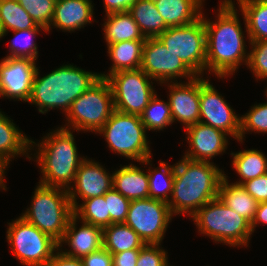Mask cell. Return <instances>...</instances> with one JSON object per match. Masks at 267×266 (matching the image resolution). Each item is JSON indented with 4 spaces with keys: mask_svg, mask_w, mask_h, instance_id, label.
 <instances>
[{
    "mask_svg": "<svg viewBox=\"0 0 267 266\" xmlns=\"http://www.w3.org/2000/svg\"><path fill=\"white\" fill-rule=\"evenodd\" d=\"M36 69L33 59L3 58L0 61V97L28 102Z\"/></svg>",
    "mask_w": 267,
    "mask_h": 266,
    "instance_id": "15",
    "label": "cell"
},
{
    "mask_svg": "<svg viewBox=\"0 0 267 266\" xmlns=\"http://www.w3.org/2000/svg\"><path fill=\"white\" fill-rule=\"evenodd\" d=\"M185 130L189 150L185 151L182 157L194 161L210 162L213 157L225 153L228 145L225 132L201 122L190 125Z\"/></svg>",
    "mask_w": 267,
    "mask_h": 266,
    "instance_id": "18",
    "label": "cell"
},
{
    "mask_svg": "<svg viewBox=\"0 0 267 266\" xmlns=\"http://www.w3.org/2000/svg\"><path fill=\"white\" fill-rule=\"evenodd\" d=\"M3 36H4V32L2 30L1 23H0V38H2Z\"/></svg>",
    "mask_w": 267,
    "mask_h": 266,
    "instance_id": "48",
    "label": "cell"
},
{
    "mask_svg": "<svg viewBox=\"0 0 267 266\" xmlns=\"http://www.w3.org/2000/svg\"><path fill=\"white\" fill-rule=\"evenodd\" d=\"M200 76V118L199 122L225 132L240 141V119L233 108L209 82Z\"/></svg>",
    "mask_w": 267,
    "mask_h": 266,
    "instance_id": "14",
    "label": "cell"
},
{
    "mask_svg": "<svg viewBox=\"0 0 267 266\" xmlns=\"http://www.w3.org/2000/svg\"><path fill=\"white\" fill-rule=\"evenodd\" d=\"M0 23L4 35L9 31L44 29L32 20L17 0H0Z\"/></svg>",
    "mask_w": 267,
    "mask_h": 266,
    "instance_id": "31",
    "label": "cell"
},
{
    "mask_svg": "<svg viewBox=\"0 0 267 266\" xmlns=\"http://www.w3.org/2000/svg\"><path fill=\"white\" fill-rule=\"evenodd\" d=\"M47 266H84V264L81 259L69 257L58 249Z\"/></svg>",
    "mask_w": 267,
    "mask_h": 266,
    "instance_id": "44",
    "label": "cell"
},
{
    "mask_svg": "<svg viewBox=\"0 0 267 266\" xmlns=\"http://www.w3.org/2000/svg\"><path fill=\"white\" fill-rule=\"evenodd\" d=\"M9 118L0 111V163L6 168L16 155L17 157L21 154V156L27 155V158L32 159L29 155L31 139L24 135Z\"/></svg>",
    "mask_w": 267,
    "mask_h": 266,
    "instance_id": "21",
    "label": "cell"
},
{
    "mask_svg": "<svg viewBox=\"0 0 267 266\" xmlns=\"http://www.w3.org/2000/svg\"><path fill=\"white\" fill-rule=\"evenodd\" d=\"M91 0H56L49 32L52 26L63 31H75L84 28L93 21Z\"/></svg>",
    "mask_w": 267,
    "mask_h": 266,
    "instance_id": "20",
    "label": "cell"
},
{
    "mask_svg": "<svg viewBox=\"0 0 267 266\" xmlns=\"http://www.w3.org/2000/svg\"><path fill=\"white\" fill-rule=\"evenodd\" d=\"M169 105L173 123L178 121L185 128L199 123L200 118V76L183 82H170Z\"/></svg>",
    "mask_w": 267,
    "mask_h": 266,
    "instance_id": "17",
    "label": "cell"
},
{
    "mask_svg": "<svg viewBox=\"0 0 267 266\" xmlns=\"http://www.w3.org/2000/svg\"><path fill=\"white\" fill-rule=\"evenodd\" d=\"M106 14L126 12L137 0H103Z\"/></svg>",
    "mask_w": 267,
    "mask_h": 266,
    "instance_id": "45",
    "label": "cell"
},
{
    "mask_svg": "<svg viewBox=\"0 0 267 266\" xmlns=\"http://www.w3.org/2000/svg\"><path fill=\"white\" fill-rule=\"evenodd\" d=\"M227 177L224 174L220 182L218 198L236 214L252 223L258 202L241 185L229 183Z\"/></svg>",
    "mask_w": 267,
    "mask_h": 266,
    "instance_id": "25",
    "label": "cell"
},
{
    "mask_svg": "<svg viewBox=\"0 0 267 266\" xmlns=\"http://www.w3.org/2000/svg\"><path fill=\"white\" fill-rule=\"evenodd\" d=\"M258 203L267 202V173L241 185Z\"/></svg>",
    "mask_w": 267,
    "mask_h": 266,
    "instance_id": "41",
    "label": "cell"
},
{
    "mask_svg": "<svg viewBox=\"0 0 267 266\" xmlns=\"http://www.w3.org/2000/svg\"><path fill=\"white\" fill-rule=\"evenodd\" d=\"M161 244H145L141 249L136 266H169L167 252Z\"/></svg>",
    "mask_w": 267,
    "mask_h": 266,
    "instance_id": "40",
    "label": "cell"
},
{
    "mask_svg": "<svg viewBox=\"0 0 267 266\" xmlns=\"http://www.w3.org/2000/svg\"><path fill=\"white\" fill-rule=\"evenodd\" d=\"M112 188L113 174H109L99 162L87 160L86 157L77 170L74 185L72 184L68 189L69 200L74 209L78 204L79 197L81 200H86L103 196Z\"/></svg>",
    "mask_w": 267,
    "mask_h": 266,
    "instance_id": "16",
    "label": "cell"
},
{
    "mask_svg": "<svg viewBox=\"0 0 267 266\" xmlns=\"http://www.w3.org/2000/svg\"><path fill=\"white\" fill-rule=\"evenodd\" d=\"M76 222L79 223L73 215L67 224L63 238L58 242V249L69 257L82 259L103 247V229L85 222H81L82 225L78 229ZM64 243L71 246V249L63 251Z\"/></svg>",
    "mask_w": 267,
    "mask_h": 266,
    "instance_id": "19",
    "label": "cell"
},
{
    "mask_svg": "<svg viewBox=\"0 0 267 266\" xmlns=\"http://www.w3.org/2000/svg\"><path fill=\"white\" fill-rule=\"evenodd\" d=\"M204 0H154L166 26L178 27L191 24L202 16Z\"/></svg>",
    "mask_w": 267,
    "mask_h": 266,
    "instance_id": "23",
    "label": "cell"
},
{
    "mask_svg": "<svg viewBox=\"0 0 267 266\" xmlns=\"http://www.w3.org/2000/svg\"><path fill=\"white\" fill-rule=\"evenodd\" d=\"M249 42L267 40V0H237Z\"/></svg>",
    "mask_w": 267,
    "mask_h": 266,
    "instance_id": "27",
    "label": "cell"
},
{
    "mask_svg": "<svg viewBox=\"0 0 267 266\" xmlns=\"http://www.w3.org/2000/svg\"><path fill=\"white\" fill-rule=\"evenodd\" d=\"M128 12L145 38H156L168 28L158 12L154 0H137Z\"/></svg>",
    "mask_w": 267,
    "mask_h": 266,
    "instance_id": "28",
    "label": "cell"
},
{
    "mask_svg": "<svg viewBox=\"0 0 267 266\" xmlns=\"http://www.w3.org/2000/svg\"><path fill=\"white\" fill-rule=\"evenodd\" d=\"M97 133L103 134L113 152L129 160L152 166L147 132L140 116L114 110Z\"/></svg>",
    "mask_w": 267,
    "mask_h": 266,
    "instance_id": "7",
    "label": "cell"
},
{
    "mask_svg": "<svg viewBox=\"0 0 267 266\" xmlns=\"http://www.w3.org/2000/svg\"><path fill=\"white\" fill-rule=\"evenodd\" d=\"M36 145L38 151L37 155H34L42 173L38 183L68 190L70 184L74 183L80 164L85 159L77 152L73 131L63 126L59 127L46 137L44 135L41 143L36 144L31 140V149Z\"/></svg>",
    "mask_w": 267,
    "mask_h": 266,
    "instance_id": "4",
    "label": "cell"
},
{
    "mask_svg": "<svg viewBox=\"0 0 267 266\" xmlns=\"http://www.w3.org/2000/svg\"><path fill=\"white\" fill-rule=\"evenodd\" d=\"M113 174V188L130 201L149 198L147 170L133 165H124Z\"/></svg>",
    "mask_w": 267,
    "mask_h": 266,
    "instance_id": "22",
    "label": "cell"
},
{
    "mask_svg": "<svg viewBox=\"0 0 267 266\" xmlns=\"http://www.w3.org/2000/svg\"><path fill=\"white\" fill-rule=\"evenodd\" d=\"M220 3L215 22L203 15L207 43L206 70L219 79L234 75L242 62L247 65L249 56L236 4L232 0H223Z\"/></svg>",
    "mask_w": 267,
    "mask_h": 266,
    "instance_id": "1",
    "label": "cell"
},
{
    "mask_svg": "<svg viewBox=\"0 0 267 266\" xmlns=\"http://www.w3.org/2000/svg\"><path fill=\"white\" fill-rule=\"evenodd\" d=\"M114 111L113 94L106 78H100L82 93L66 113L63 128L95 132L103 127ZM66 126V127H65Z\"/></svg>",
    "mask_w": 267,
    "mask_h": 266,
    "instance_id": "8",
    "label": "cell"
},
{
    "mask_svg": "<svg viewBox=\"0 0 267 266\" xmlns=\"http://www.w3.org/2000/svg\"><path fill=\"white\" fill-rule=\"evenodd\" d=\"M8 225L6 238L21 265L47 266L58 250V242L21 216Z\"/></svg>",
    "mask_w": 267,
    "mask_h": 266,
    "instance_id": "9",
    "label": "cell"
},
{
    "mask_svg": "<svg viewBox=\"0 0 267 266\" xmlns=\"http://www.w3.org/2000/svg\"><path fill=\"white\" fill-rule=\"evenodd\" d=\"M255 131L257 133H267V102L259 103L251 107L248 113L240 119V142H243L244 134Z\"/></svg>",
    "mask_w": 267,
    "mask_h": 266,
    "instance_id": "36",
    "label": "cell"
},
{
    "mask_svg": "<svg viewBox=\"0 0 267 266\" xmlns=\"http://www.w3.org/2000/svg\"><path fill=\"white\" fill-rule=\"evenodd\" d=\"M82 204H77L73 209L74 216L82 222L93 224L102 229L110 225V214L107 203L103 196L82 200Z\"/></svg>",
    "mask_w": 267,
    "mask_h": 266,
    "instance_id": "33",
    "label": "cell"
},
{
    "mask_svg": "<svg viewBox=\"0 0 267 266\" xmlns=\"http://www.w3.org/2000/svg\"><path fill=\"white\" fill-rule=\"evenodd\" d=\"M260 223L267 224V202L258 203L254 219L251 223L252 232Z\"/></svg>",
    "mask_w": 267,
    "mask_h": 266,
    "instance_id": "46",
    "label": "cell"
},
{
    "mask_svg": "<svg viewBox=\"0 0 267 266\" xmlns=\"http://www.w3.org/2000/svg\"><path fill=\"white\" fill-rule=\"evenodd\" d=\"M103 24L106 44H115L122 41L146 40L132 15L126 12L106 14Z\"/></svg>",
    "mask_w": 267,
    "mask_h": 266,
    "instance_id": "26",
    "label": "cell"
},
{
    "mask_svg": "<svg viewBox=\"0 0 267 266\" xmlns=\"http://www.w3.org/2000/svg\"><path fill=\"white\" fill-rule=\"evenodd\" d=\"M233 169L240 176L234 184L242 185L244 182L267 173V157L257 149L243 150L231 153Z\"/></svg>",
    "mask_w": 267,
    "mask_h": 266,
    "instance_id": "30",
    "label": "cell"
},
{
    "mask_svg": "<svg viewBox=\"0 0 267 266\" xmlns=\"http://www.w3.org/2000/svg\"><path fill=\"white\" fill-rule=\"evenodd\" d=\"M149 180V198L169 202L174 186L175 164L168 165L159 161V167L147 170Z\"/></svg>",
    "mask_w": 267,
    "mask_h": 266,
    "instance_id": "32",
    "label": "cell"
},
{
    "mask_svg": "<svg viewBox=\"0 0 267 266\" xmlns=\"http://www.w3.org/2000/svg\"><path fill=\"white\" fill-rule=\"evenodd\" d=\"M144 42L145 40H127L115 44H107V53L113 64L109 73H101L100 76L107 78L110 74L119 71L140 69Z\"/></svg>",
    "mask_w": 267,
    "mask_h": 266,
    "instance_id": "24",
    "label": "cell"
},
{
    "mask_svg": "<svg viewBox=\"0 0 267 266\" xmlns=\"http://www.w3.org/2000/svg\"><path fill=\"white\" fill-rule=\"evenodd\" d=\"M5 170H6V167L0 163V188L2 190H6L7 189L6 188V184H4V178H5L4 176L6 174Z\"/></svg>",
    "mask_w": 267,
    "mask_h": 266,
    "instance_id": "47",
    "label": "cell"
},
{
    "mask_svg": "<svg viewBox=\"0 0 267 266\" xmlns=\"http://www.w3.org/2000/svg\"><path fill=\"white\" fill-rule=\"evenodd\" d=\"M213 162L183 157L175 164V177L169 205L172 215L193 216L206 203L218 198L224 171Z\"/></svg>",
    "mask_w": 267,
    "mask_h": 266,
    "instance_id": "2",
    "label": "cell"
},
{
    "mask_svg": "<svg viewBox=\"0 0 267 266\" xmlns=\"http://www.w3.org/2000/svg\"><path fill=\"white\" fill-rule=\"evenodd\" d=\"M140 118L146 128V131H161L166 128V126H169L173 123L169 102L160 100L157 97V94L152 97L148 103V106L140 115Z\"/></svg>",
    "mask_w": 267,
    "mask_h": 266,
    "instance_id": "34",
    "label": "cell"
},
{
    "mask_svg": "<svg viewBox=\"0 0 267 266\" xmlns=\"http://www.w3.org/2000/svg\"><path fill=\"white\" fill-rule=\"evenodd\" d=\"M202 16L191 24L169 27L157 38L196 75L206 71V30Z\"/></svg>",
    "mask_w": 267,
    "mask_h": 266,
    "instance_id": "10",
    "label": "cell"
},
{
    "mask_svg": "<svg viewBox=\"0 0 267 266\" xmlns=\"http://www.w3.org/2000/svg\"><path fill=\"white\" fill-rule=\"evenodd\" d=\"M145 243L125 223H113L103 228V247L112 255L128 250H140Z\"/></svg>",
    "mask_w": 267,
    "mask_h": 266,
    "instance_id": "29",
    "label": "cell"
},
{
    "mask_svg": "<svg viewBox=\"0 0 267 266\" xmlns=\"http://www.w3.org/2000/svg\"><path fill=\"white\" fill-rule=\"evenodd\" d=\"M106 79L112 89L114 110L121 113L140 116L157 93L153 79L141 68L112 73Z\"/></svg>",
    "mask_w": 267,
    "mask_h": 266,
    "instance_id": "11",
    "label": "cell"
},
{
    "mask_svg": "<svg viewBox=\"0 0 267 266\" xmlns=\"http://www.w3.org/2000/svg\"><path fill=\"white\" fill-rule=\"evenodd\" d=\"M36 187L31 205L21 217L59 242L74 215L68 190L40 183Z\"/></svg>",
    "mask_w": 267,
    "mask_h": 266,
    "instance_id": "5",
    "label": "cell"
},
{
    "mask_svg": "<svg viewBox=\"0 0 267 266\" xmlns=\"http://www.w3.org/2000/svg\"><path fill=\"white\" fill-rule=\"evenodd\" d=\"M247 67L258 80L267 79V40L250 42Z\"/></svg>",
    "mask_w": 267,
    "mask_h": 266,
    "instance_id": "38",
    "label": "cell"
},
{
    "mask_svg": "<svg viewBox=\"0 0 267 266\" xmlns=\"http://www.w3.org/2000/svg\"><path fill=\"white\" fill-rule=\"evenodd\" d=\"M56 0H18L32 20L47 30L50 27Z\"/></svg>",
    "mask_w": 267,
    "mask_h": 266,
    "instance_id": "37",
    "label": "cell"
},
{
    "mask_svg": "<svg viewBox=\"0 0 267 266\" xmlns=\"http://www.w3.org/2000/svg\"><path fill=\"white\" fill-rule=\"evenodd\" d=\"M141 69L153 81H159V84L176 82L179 77L187 80L196 77L182 60L168 50L157 37L146 38L143 45Z\"/></svg>",
    "mask_w": 267,
    "mask_h": 266,
    "instance_id": "13",
    "label": "cell"
},
{
    "mask_svg": "<svg viewBox=\"0 0 267 266\" xmlns=\"http://www.w3.org/2000/svg\"><path fill=\"white\" fill-rule=\"evenodd\" d=\"M110 214V225L113 223H124L127 218L130 200L117 192L114 188L104 195Z\"/></svg>",
    "mask_w": 267,
    "mask_h": 266,
    "instance_id": "39",
    "label": "cell"
},
{
    "mask_svg": "<svg viewBox=\"0 0 267 266\" xmlns=\"http://www.w3.org/2000/svg\"><path fill=\"white\" fill-rule=\"evenodd\" d=\"M140 250H128L112 255L113 266H136Z\"/></svg>",
    "mask_w": 267,
    "mask_h": 266,
    "instance_id": "43",
    "label": "cell"
},
{
    "mask_svg": "<svg viewBox=\"0 0 267 266\" xmlns=\"http://www.w3.org/2000/svg\"><path fill=\"white\" fill-rule=\"evenodd\" d=\"M172 217L166 202L145 198L130 202L124 223L131 227L145 244H161Z\"/></svg>",
    "mask_w": 267,
    "mask_h": 266,
    "instance_id": "12",
    "label": "cell"
},
{
    "mask_svg": "<svg viewBox=\"0 0 267 266\" xmlns=\"http://www.w3.org/2000/svg\"><path fill=\"white\" fill-rule=\"evenodd\" d=\"M198 231L216 243L230 246H248L252 235L251 223L236 214L219 198L201 207L192 217Z\"/></svg>",
    "mask_w": 267,
    "mask_h": 266,
    "instance_id": "6",
    "label": "cell"
},
{
    "mask_svg": "<svg viewBox=\"0 0 267 266\" xmlns=\"http://www.w3.org/2000/svg\"><path fill=\"white\" fill-rule=\"evenodd\" d=\"M84 266H113L112 254L104 247L83 257Z\"/></svg>",
    "mask_w": 267,
    "mask_h": 266,
    "instance_id": "42",
    "label": "cell"
},
{
    "mask_svg": "<svg viewBox=\"0 0 267 266\" xmlns=\"http://www.w3.org/2000/svg\"><path fill=\"white\" fill-rule=\"evenodd\" d=\"M40 30L45 29H29L13 31L15 37L11 42L8 57L30 58L33 60L38 59V46L33 38L36 37Z\"/></svg>",
    "mask_w": 267,
    "mask_h": 266,
    "instance_id": "35",
    "label": "cell"
},
{
    "mask_svg": "<svg viewBox=\"0 0 267 266\" xmlns=\"http://www.w3.org/2000/svg\"><path fill=\"white\" fill-rule=\"evenodd\" d=\"M38 70L37 67L28 102L38 106L42 114L60 108L66 115L73 102L101 78L99 73L71 64L62 65L43 77Z\"/></svg>",
    "mask_w": 267,
    "mask_h": 266,
    "instance_id": "3",
    "label": "cell"
}]
</instances>
